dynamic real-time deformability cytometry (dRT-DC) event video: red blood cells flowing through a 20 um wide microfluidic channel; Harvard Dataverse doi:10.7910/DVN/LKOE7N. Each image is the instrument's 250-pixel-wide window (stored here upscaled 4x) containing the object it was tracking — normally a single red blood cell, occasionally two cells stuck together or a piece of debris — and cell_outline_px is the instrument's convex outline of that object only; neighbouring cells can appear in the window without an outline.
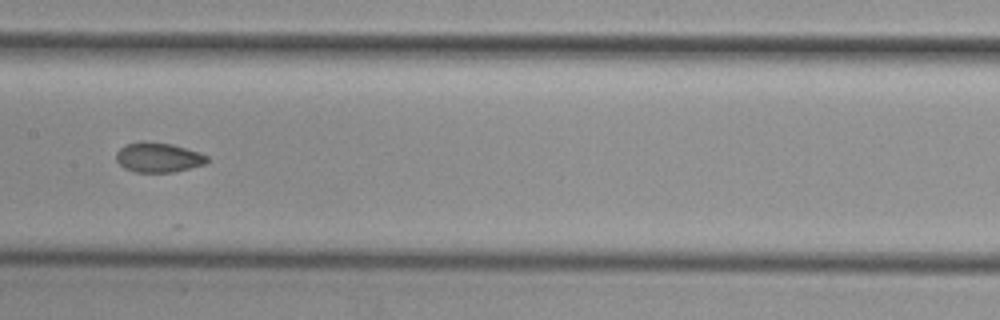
{"species": "common noctule bat (a hibernating species)", "species_latin": "Nyctalus noctula", "temperature_condition": "cold", "stored_images_in_passage": 19, "camera_frame_rate_fps": 3000, "um_per_image_px": 0.085, "animal": {"sex": "female", "body_mass_g": 29.2, "forearm_length_mm": 56.3}, "frame": {"image": 1, "passage_image": 16, "time_ms": 5.0, "image_size_px": [1000, 320], "cell_outline_px": [[208, 160], [204, 164], [172, 172], [136, 172], [124, 168], [116, 160], [116, 152], [120, 148], [128, 144], [144, 140], [172, 144], [200, 152], [208, 156]], "centroid_in_image_um": [13.44, 13.37], "position_along_channel_um": 194.0, "area_um2": 15.72}}